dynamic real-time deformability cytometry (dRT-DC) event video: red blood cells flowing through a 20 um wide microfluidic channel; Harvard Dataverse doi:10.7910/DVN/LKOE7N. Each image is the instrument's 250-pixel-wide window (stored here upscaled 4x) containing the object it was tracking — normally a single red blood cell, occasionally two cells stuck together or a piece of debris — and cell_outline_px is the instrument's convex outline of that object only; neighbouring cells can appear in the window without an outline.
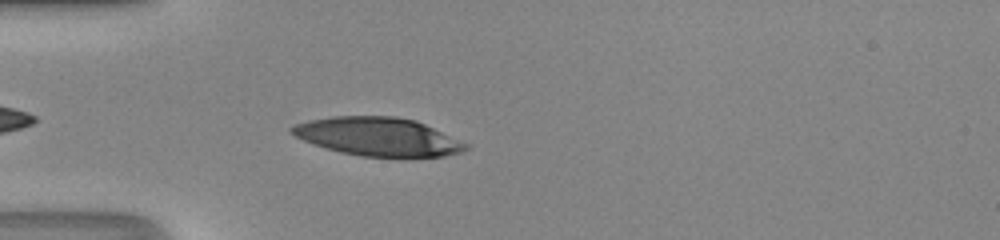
{"species": "human", "species_latin": "Homo sapiens", "temperature_condition": "room temperature", "stored_images_in_passage": 35, "camera_frame_rate_fps": 3000, "um_per_image_px": 0.085, "donor": {"sex": "male"}, "frame": {"image": 1, "passage_image": 3, "time_ms": 0.667, "image_size_px": [1000, 240], "cell_outline_px": [[468, 148], [460, 152], [444, 156], [360, 156], [340, 152], [312, 144], [288, 132], [288, 128], [296, 124], [308, 120], [332, 116], [396, 116], [416, 120], [468, 144]], "centroid_in_image_um": [32.08, 11.6], "position_along_channel_um": 52.9, "area_um2": 38.67}}
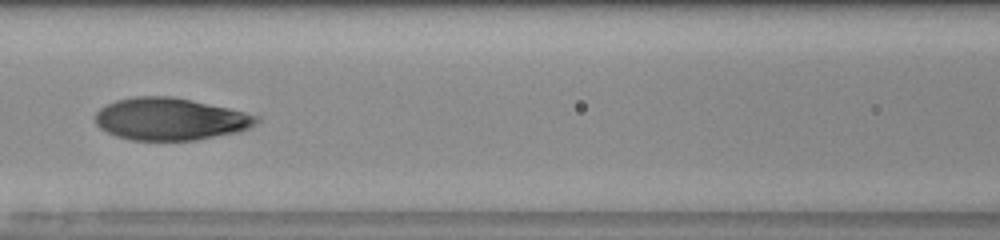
{"frame": {"image": 2, "passage_image": 11, "time_ms": 3.333, "image_size_px": [1000, 240], "cell_outline_px": [[260, 120], [252, 128], [240, 132], [196, 140], [132, 140], [116, 136], [100, 128], [96, 124], [96, 112], [100, 108], [116, 100], [136, 96], [172, 96], [192, 100], [228, 108], [260, 116]], "centroid_in_image_um": [14.51, 10.12], "position_along_channel_um": 152.1, "area_um2": 39.82}}
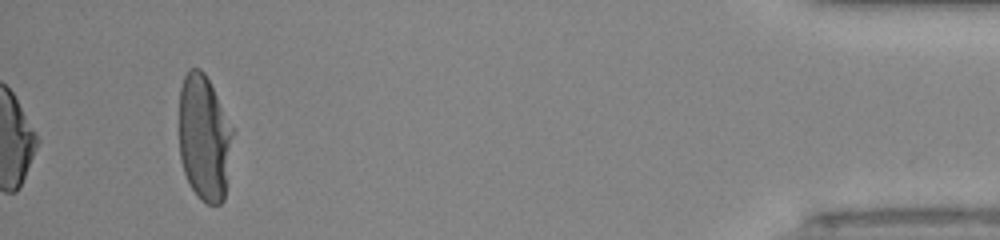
{"frame": {"image": 3, "passage_image": 35, "time_ms": 11.333, "image_size_px": [1000, 240], "cell_outline_px": [[236, 132], [228, 184], [224, 200], [220, 204], [208, 204], [200, 200], [196, 196], [184, 172], [180, 160], [180, 88], [184, 76], [188, 68], [200, 68], [204, 72], [236, 128]], "centroid_in_image_um": [17.43, 11.73], "position_along_channel_um": 417.8, "area_um2": 40.86}, "authors_computed_cell_mechanics": {"area_um2": 39.8242, "velocity_mm_per_s": 4.1978, "shape_relaxation_time_tau1_ms": 5.372, "shape_relaxation_time_tau2_ms": null, "deformation_change_tau1": 0.2661, "deformation_change_tau2": null}}